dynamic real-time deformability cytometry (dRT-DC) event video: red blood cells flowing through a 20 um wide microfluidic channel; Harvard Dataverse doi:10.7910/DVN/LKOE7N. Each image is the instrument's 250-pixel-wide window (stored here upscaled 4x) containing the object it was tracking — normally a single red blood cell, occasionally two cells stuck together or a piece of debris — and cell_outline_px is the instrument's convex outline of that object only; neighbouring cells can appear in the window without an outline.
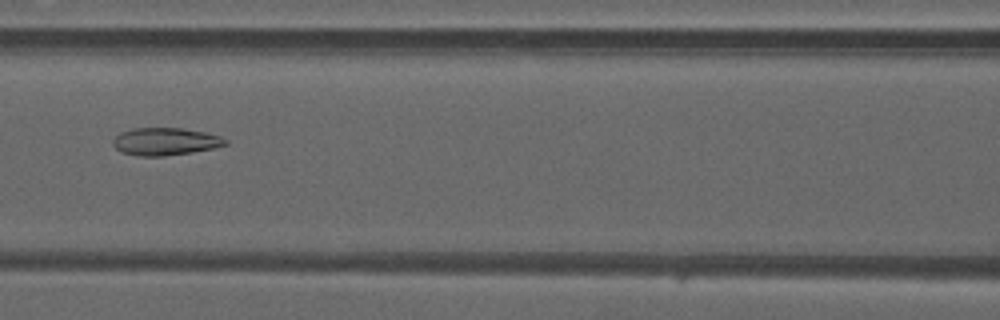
{"species": "common noctule bat (a hibernating species)", "species_latin": "Nyctalus noctula", "temperature_condition": "warm", "stored_images_in_passage": 49, "camera_frame_rate_fps": 3000, "um_per_image_px": 0.085, "animal": {"sex": "male", "forearm_length_mm": 52.5}, "frame": {"image": 1, "passage_image": 22, "time_ms": 7.0, "image_size_px": [1000, 320], "cell_outline_px": [[228, 144], [212, 148], [192, 152], [164, 156], [136, 156], [120, 152], [112, 144], [112, 140], [120, 132], [132, 128], [184, 128], [204, 132], [220, 136], [228, 140]], "centroid_in_image_um": [14.02, 12.03], "position_along_channel_um": 152.6, "area_um2": 18.15}}
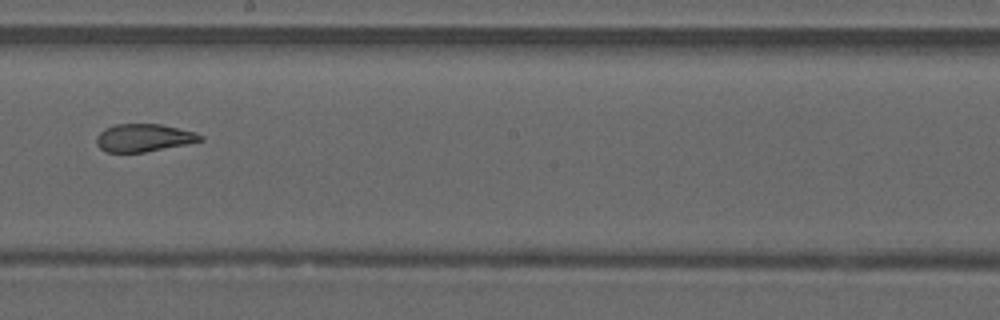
{"frame": {"image": 2, "passage_image": 28, "time_ms": 9.0, "image_size_px": [1000, 320], "cell_outline_px": [[204, 140], [144, 152], [108, 152], [100, 148], [96, 144], [96, 136], [104, 128], [116, 124], [160, 124], [196, 132], [204, 136]], "centroid_in_image_um": [12.2, 11.7], "position_along_channel_um": 236.0, "area_um2": 16.7}}
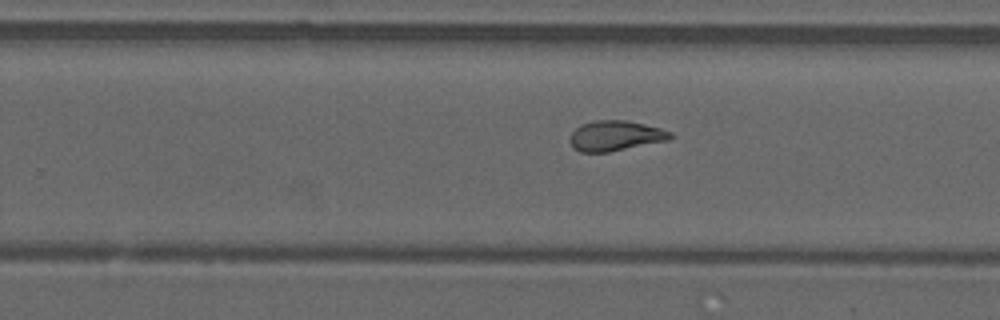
{"frame": {"image": 3, "passage_image": 31, "time_ms": 10.0, "image_size_px": [1000, 320], "cell_outline_px": [[672, 136], [668, 140], [608, 152], [580, 152], [572, 148], [568, 140], [568, 136], [580, 124], [596, 120], [624, 120], [644, 124], [660, 128], [672, 132]], "centroid_in_image_um": [52.24, 11.54], "position_along_channel_um": 277.6, "area_um2": 17.74}, "authors_computed_cell_mechanics": {"area_um2": 19.5942, "velocity_mm_per_s": 4.1822, "shape_relaxation_time_tau1_ms": null, "shape_relaxation_time_tau2_ms": 1.2184, "deformation_change_tau1": null, "deformation_change_tau2": 0.0839}}